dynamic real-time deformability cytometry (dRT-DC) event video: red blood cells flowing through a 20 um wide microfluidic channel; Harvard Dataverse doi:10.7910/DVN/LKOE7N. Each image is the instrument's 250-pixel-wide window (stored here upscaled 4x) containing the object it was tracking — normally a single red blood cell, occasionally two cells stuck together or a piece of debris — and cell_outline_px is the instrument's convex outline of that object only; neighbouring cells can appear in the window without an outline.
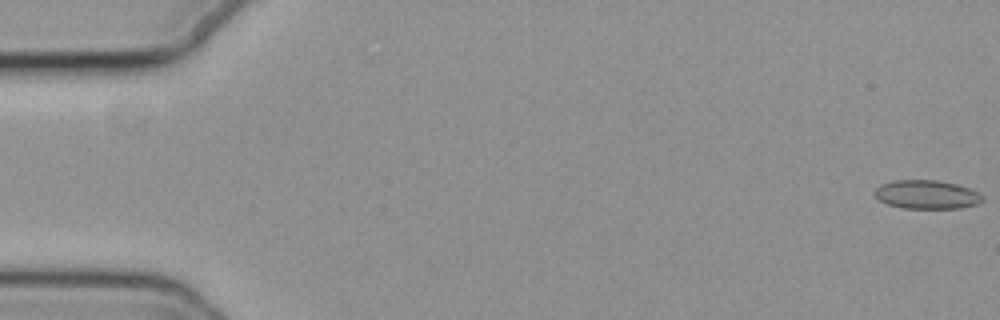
{"species": "common noctule bat (a hibernating species)", "species_latin": "Nyctalus noctula", "temperature_condition": "cold", "stored_images_in_passage": 56, "camera_frame_rate_fps": 3000, "um_per_image_px": 0.085, "animal": {"sex": "female", "body_mass_g": 19.3, "forearm_length_mm": 54.1}, "frame": {"image": 1, "passage_image": 1, "time_ms": 0.0, "image_size_px": [1000, 320], "cell_outline_px": [[984, 200], [976, 204], [960, 208], [900, 208], [888, 204], [880, 200], [872, 192], [880, 184], [892, 180], [936, 180], [956, 184], [968, 188], [984, 196]], "centroid_in_image_um": [78.74, 16.53], "position_along_channel_um": 6.3, "area_um2": 18.03}}
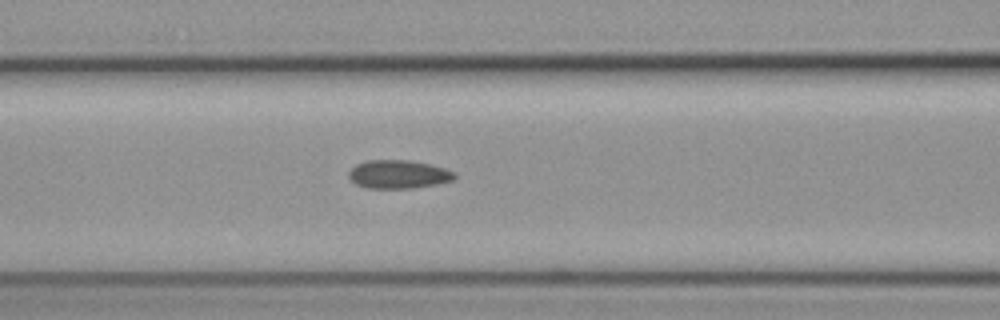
{"frame": {"image": 2, "passage_image": 24, "time_ms": 7.667, "image_size_px": [1000, 320], "cell_outline_px": [[456, 176], [452, 180], [436, 184], [412, 188], [368, 188], [356, 184], [348, 176], [348, 172], [356, 164], [368, 160], [408, 160], [432, 164], [456, 172]], "centroid_in_image_um": [33.87, 14.81], "position_along_channel_um": 132.7, "area_um2": 17.51}}
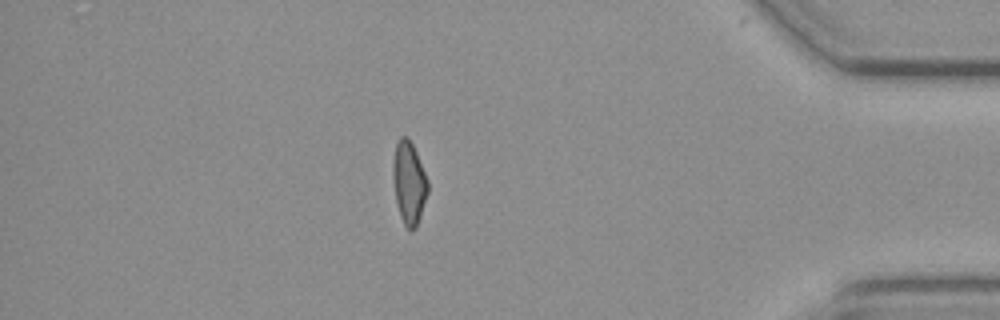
{"frame": {"image": 3, "passage_image": 49, "time_ms": 16.0, "image_size_px": [1000, 320], "cell_outline_px": [[428, 192], [416, 228], [412, 232], [404, 224], [400, 216], [396, 200], [392, 176], [392, 164], [396, 144], [400, 136], [408, 136], [416, 152], [428, 180]], "centroid_in_image_um": [34.75, 15.52], "position_along_channel_um": 400.4, "area_um2": 16.76}}